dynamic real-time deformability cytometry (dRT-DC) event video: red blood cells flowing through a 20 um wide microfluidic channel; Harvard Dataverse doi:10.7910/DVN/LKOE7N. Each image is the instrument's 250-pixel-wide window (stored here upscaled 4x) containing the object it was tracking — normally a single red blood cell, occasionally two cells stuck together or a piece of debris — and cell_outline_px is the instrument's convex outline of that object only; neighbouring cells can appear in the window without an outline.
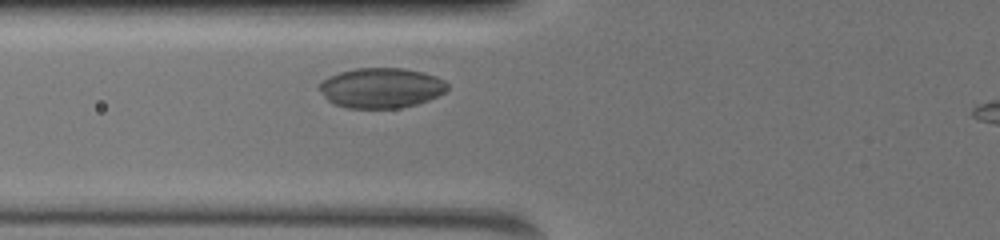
{"species": "common noctule bat (a hibernating species)", "species_latin": "Nyctalus noctula", "temperature_condition": "warm", "stored_images_in_passage": 35, "camera_frame_rate_fps": 3000, "um_per_image_px": 0.085, "animal": {"sex": "female", "body_mass_g": 19.5, "forearm_length_mm": 54.1}, "frame": {"image": 1, "passage_image": 8, "time_ms": 2.333, "image_size_px": [1000, 240], "cell_outline_px": [[448, 88], [444, 92], [428, 100], [416, 104], [396, 108], [348, 108], [332, 104], [320, 92], [320, 84], [328, 76], [340, 72], [356, 68], [404, 68], [436, 76], [444, 80], [448, 84]], "centroid_in_image_um": [32.38, 7.47], "position_along_channel_um": 93.4, "area_um2": 29.82}}
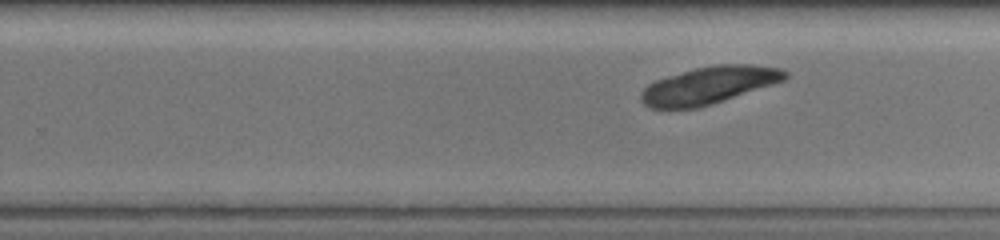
{"frame": {"image": 2, "passage_image": 23, "time_ms": 7.333, "image_size_px": [1000, 240], "cell_outline_px": [[788, 76], [784, 80], [712, 104], [696, 108], [648, 108], [640, 100], [640, 92], [648, 84], [656, 80], [668, 76], [696, 68], [716, 64], [752, 64], [784, 68], [788, 72]], "centroid_in_image_um": [60.26, 7.24], "position_along_channel_um": 269.5, "area_um2": 31.21}}
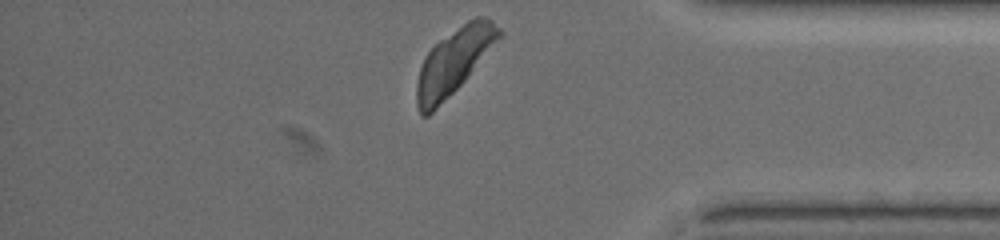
{"frame": {"image": 3, "passage_image": 35, "time_ms": 11.333, "image_size_px": [1000, 240], "cell_outline_px": [[504, 32], [464, 80], [428, 116], [420, 116], [416, 104], [416, 84], [420, 68], [428, 52], [440, 40], [468, 20], [476, 16], [484, 16], [492, 20]], "centroid_in_image_um": [38.56, 5.22], "position_along_channel_um": 396.6, "area_um2": 30.58}}